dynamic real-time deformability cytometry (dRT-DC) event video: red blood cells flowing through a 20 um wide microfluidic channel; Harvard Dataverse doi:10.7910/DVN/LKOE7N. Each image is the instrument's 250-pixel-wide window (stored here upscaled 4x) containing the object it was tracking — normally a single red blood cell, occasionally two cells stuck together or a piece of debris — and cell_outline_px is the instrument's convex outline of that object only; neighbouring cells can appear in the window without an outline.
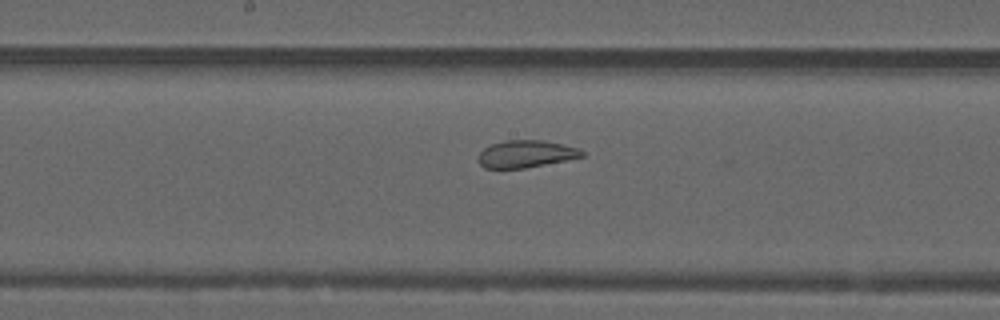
{"species": "common noctule bat (a hibernating species)", "species_latin": "Nyctalus noctula", "temperature_condition": "warm", "stored_images_in_passage": 46, "segment_of_instrument_passage": [2, 2], "camera_frame_rate_fps": 3000, "um_per_image_px": 0.085, "animal": {"sex": "male", "forearm_length_mm": 52.5}, "frame": {"image": 1, "passage_image": 22, "time_ms": 7.0, "image_size_px": [1000, 320], "cell_outline_px": [[584, 156], [568, 160], [524, 168], [484, 168], [480, 164], [480, 152], [484, 148], [492, 144], [504, 140], [540, 140], [580, 148], [584, 152]], "centroid_in_image_um": [44.73, 13.08], "position_along_channel_um": 203.5, "area_um2": 16.3}}
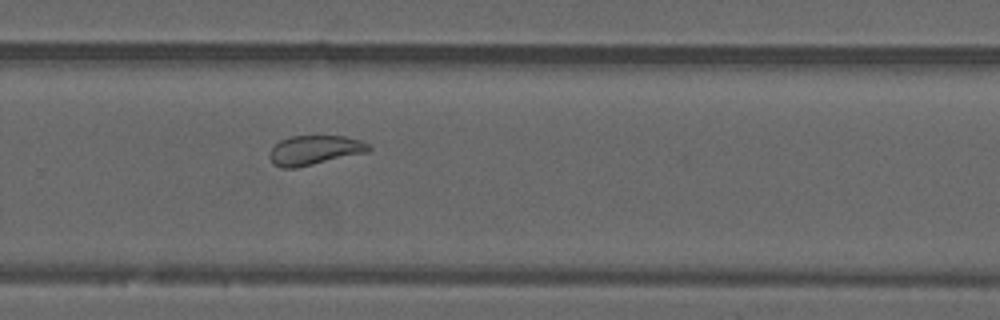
{"frame": {"image": 2, "passage_image": 30, "time_ms": 9.667, "image_size_px": [1000, 320], "cell_outline_px": [[372, 148], [368, 152], [296, 168], [280, 168], [272, 164], [268, 156], [268, 152], [280, 140], [292, 136], [344, 136], [360, 140], [368, 144]], "centroid_in_image_um": [26.7, 12.77], "position_along_channel_um": 303.1, "area_um2": 17.11}}
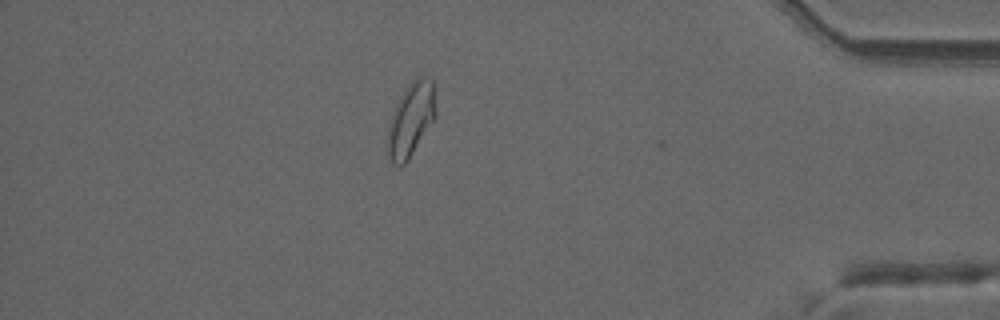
{"frame": {"image": 3, "passage_image": 41, "time_ms": 13.333, "image_size_px": [1000, 320], "cell_outline_px": [[436, 112], [432, 120], [408, 160], [400, 168], [392, 164], [388, 156], [388, 128], [396, 104], [400, 96], [412, 80], [416, 76], [424, 76], [432, 80], [436, 84]], "centroid_in_image_um": [34.94, 10.12], "position_along_channel_um": 400.3, "area_um2": 20.58}}